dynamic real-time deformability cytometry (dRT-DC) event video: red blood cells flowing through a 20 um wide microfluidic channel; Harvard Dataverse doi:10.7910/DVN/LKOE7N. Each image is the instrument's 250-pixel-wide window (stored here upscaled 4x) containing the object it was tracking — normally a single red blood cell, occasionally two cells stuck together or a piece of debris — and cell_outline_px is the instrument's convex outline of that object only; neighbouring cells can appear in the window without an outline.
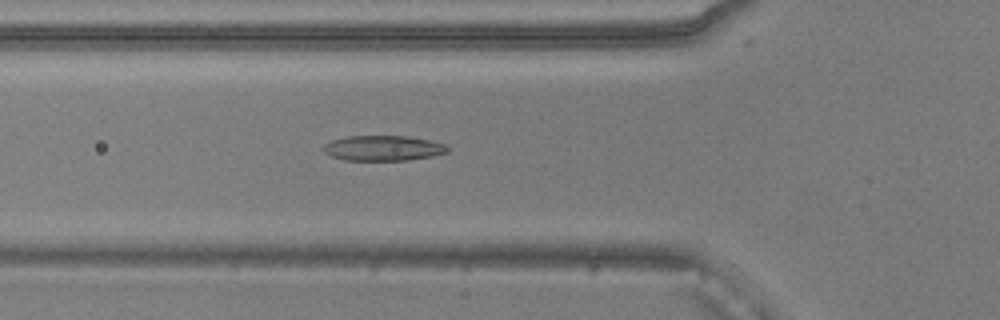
{"species": "common noctule bat (a hibernating species)", "species_latin": "Nyctalus noctula", "temperature_condition": "warm", "stored_images_in_passage": 51, "camera_frame_rate_fps": 3000, "um_per_image_px": 0.085, "animal": {"sex": "male", "body_mass_g": 20.5, "forearm_length_mm": 52.5}, "frame": {"image": 1, "passage_image": 17, "time_ms": 5.333, "image_size_px": [1000, 320], "cell_outline_px": [[448, 152], [432, 156], [408, 160], [344, 160], [332, 156], [324, 152], [320, 148], [324, 144], [332, 140], [348, 136], [408, 136], [432, 140], [444, 144], [448, 148]], "centroid_in_image_um": [32.55, 12.59], "position_along_channel_um": 93.3, "area_um2": 18.32}}
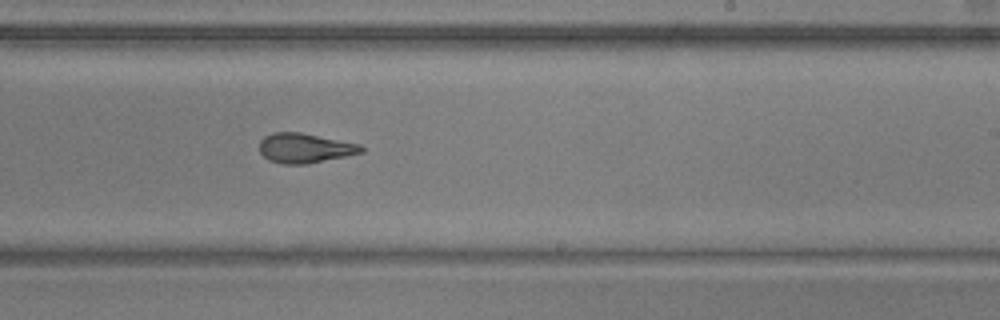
{"frame": {"image": 2, "passage_image": 30, "time_ms": 9.667, "image_size_px": [1000, 320], "cell_outline_px": [[364, 152], [308, 164], [284, 164], [268, 160], [260, 152], [260, 140], [264, 136], [272, 132], [300, 132], [360, 144], [364, 148]], "centroid_in_image_um": [25.9, 12.58], "position_along_channel_um": 263.1, "area_um2": 17.63}}
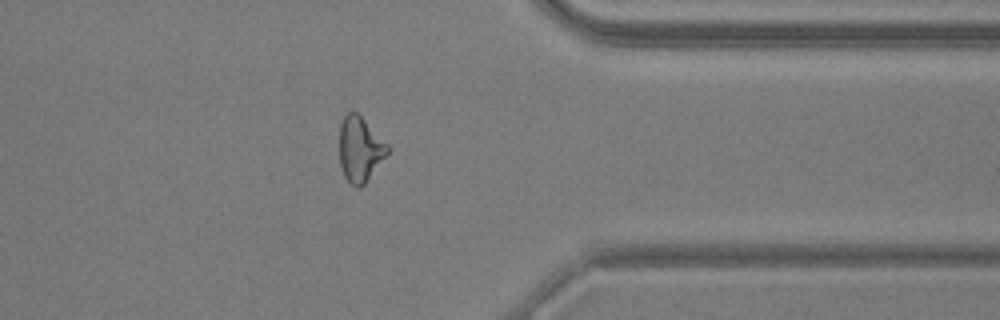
{"frame": {"image": 3, "passage_image": 40, "time_ms": 13.0, "image_size_px": [1000, 320], "cell_outline_px": [[388, 152], [364, 184], [360, 188], [356, 188], [344, 176], [340, 168], [340, 124], [344, 116], [348, 112], [356, 112], [388, 144]], "centroid_in_image_um": [30.57, 12.69], "position_along_channel_um": 380.8, "area_um2": 17.86}, "authors_computed_cell_mechanics": {"area_um2": 18.7272, "velocity_mm_per_s": 3.9048, "shape_relaxation_time_tau1_ms": 5.4546, "shape_relaxation_time_tau2_ms": 2.1678, "deformation_change_tau1": 0.1843, "deformation_change_tau2": 0.1169}}